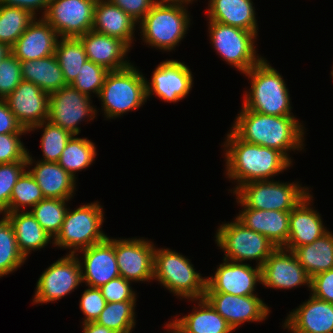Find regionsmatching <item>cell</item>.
Instances as JSON below:
<instances>
[{
  "mask_svg": "<svg viewBox=\"0 0 333 333\" xmlns=\"http://www.w3.org/2000/svg\"><path fill=\"white\" fill-rule=\"evenodd\" d=\"M22 78L51 94L66 86L64 74L55 54L42 59L20 61Z\"/></svg>",
  "mask_w": 333,
  "mask_h": 333,
  "instance_id": "obj_31",
  "label": "cell"
},
{
  "mask_svg": "<svg viewBox=\"0 0 333 333\" xmlns=\"http://www.w3.org/2000/svg\"><path fill=\"white\" fill-rule=\"evenodd\" d=\"M26 258L17 245L14 229L9 220L2 215L0 219V277L15 272Z\"/></svg>",
  "mask_w": 333,
  "mask_h": 333,
  "instance_id": "obj_37",
  "label": "cell"
},
{
  "mask_svg": "<svg viewBox=\"0 0 333 333\" xmlns=\"http://www.w3.org/2000/svg\"><path fill=\"white\" fill-rule=\"evenodd\" d=\"M97 109L92 105L91 97L82 94L70 84L49 94L48 121L60 126L72 135L81 131L79 124L96 118Z\"/></svg>",
  "mask_w": 333,
  "mask_h": 333,
  "instance_id": "obj_11",
  "label": "cell"
},
{
  "mask_svg": "<svg viewBox=\"0 0 333 333\" xmlns=\"http://www.w3.org/2000/svg\"><path fill=\"white\" fill-rule=\"evenodd\" d=\"M96 149L95 143L88 138H79L73 135L67 142L57 163L73 178L77 179L76 172L87 169L95 161Z\"/></svg>",
  "mask_w": 333,
  "mask_h": 333,
  "instance_id": "obj_33",
  "label": "cell"
},
{
  "mask_svg": "<svg viewBox=\"0 0 333 333\" xmlns=\"http://www.w3.org/2000/svg\"><path fill=\"white\" fill-rule=\"evenodd\" d=\"M252 0H209L207 18L224 25L254 32L258 36L255 7Z\"/></svg>",
  "mask_w": 333,
  "mask_h": 333,
  "instance_id": "obj_28",
  "label": "cell"
},
{
  "mask_svg": "<svg viewBox=\"0 0 333 333\" xmlns=\"http://www.w3.org/2000/svg\"><path fill=\"white\" fill-rule=\"evenodd\" d=\"M88 60L107 69L120 70L128 67L131 62L125 59L130 48L121 40L93 30L79 36Z\"/></svg>",
  "mask_w": 333,
  "mask_h": 333,
  "instance_id": "obj_25",
  "label": "cell"
},
{
  "mask_svg": "<svg viewBox=\"0 0 333 333\" xmlns=\"http://www.w3.org/2000/svg\"><path fill=\"white\" fill-rule=\"evenodd\" d=\"M97 0H51L43 18L60 38H78L93 29Z\"/></svg>",
  "mask_w": 333,
  "mask_h": 333,
  "instance_id": "obj_13",
  "label": "cell"
},
{
  "mask_svg": "<svg viewBox=\"0 0 333 333\" xmlns=\"http://www.w3.org/2000/svg\"><path fill=\"white\" fill-rule=\"evenodd\" d=\"M250 79V89L245 91L242 106L264 115L294 116L291 98L284 78L263 58L244 73Z\"/></svg>",
  "mask_w": 333,
  "mask_h": 333,
  "instance_id": "obj_3",
  "label": "cell"
},
{
  "mask_svg": "<svg viewBox=\"0 0 333 333\" xmlns=\"http://www.w3.org/2000/svg\"><path fill=\"white\" fill-rule=\"evenodd\" d=\"M99 203L84 204L74 210L69 208L59 233L52 241L53 245L69 249L68 254L75 255L80 250L106 240L108 236L101 229L105 220L104 211Z\"/></svg>",
  "mask_w": 333,
  "mask_h": 333,
  "instance_id": "obj_7",
  "label": "cell"
},
{
  "mask_svg": "<svg viewBox=\"0 0 333 333\" xmlns=\"http://www.w3.org/2000/svg\"><path fill=\"white\" fill-rule=\"evenodd\" d=\"M11 223L20 252L27 259L33 250L47 246L52 237L29 211H15L4 215Z\"/></svg>",
  "mask_w": 333,
  "mask_h": 333,
  "instance_id": "obj_30",
  "label": "cell"
},
{
  "mask_svg": "<svg viewBox=\"0 0 333 333\" xmlns=\"http://www.w3.org/2000/svg\"><path fill=\"white\" fill-rule=\"evenodd\" d=\"M187 5L157 1L139 22L141 39L151 47L172 51L190 27Z\"/></svg>",
  "mask_w": 333,
  "mask_h": 333,
  "instance_id": "obj_4",
  "label": "cell"
},
{
  "mask_svg": "<svg viewBox=\"0 0 333 333\" xmlns=\"http://www.w3.org/2000/svg\"><path fill=\"white\" fill-rule=\"evenodd\" d=\"M35 18L28 10L0 5V42L11 48Z\"/></svg>",
  "mask_w": 333,
  "mask_h": 333,
  "instance_id": "obj_36",
  "label": "cell"
},
{
  "mask_svg": "<svg viewBox=\"0 0 333 333\" xmlns=\"http://www.w3.org/2000/svg\"><path fill=\"white\" fill-rule=\"evenodd\" d=\"M27 169V161L0 164V215L9 213L14 185Z\"/></svg>",
  "mask_w": 333,
  "mask_h": 333,
  "instance_id": "obj_42",
  "label": "cell"
},
{
  "mask_svg": "<svg viewBox=\"0 0 333 333\" xmlns=\"http://www.w3.org/2000/svg\"><path fill=\"white\" fill-rule=\"evenodd\" d=\"M131 283L132 282L127 281L123 277L119 276L110 280L99 289L102 293V296L105 298L106 303L137 301V293H135L136 291H133Z\"/></svg>",
  "mask_w": 333,
  "mask_h": 333,
  "instance_id": "obj_46",
  "label": "cell"
},
{
  "mask_svg": "<svg viewBox=\"0 0 333 333\" xmlns=\"http://www.w3.org/2000/svg\"><path fill=\"white\" fill-rule=\"evenodd\" d=\"M41 128L43 129V134L41 135L40 147L43 152V158L39 161L58 162L62 151L73 135L48 120L33 126L28 130V133Z\"/></svg>",
  "mask_w": 333,
  "mask_h": 333,
  "instance_id": "obj_39",
  "label": "cell"
},
{
  "mask_svg": "<svg viewBox=\"0 0 333 333\" xmlns=\"http://www.w3.org/2000/svg\"><path fill=\"white\" fill-rule=\"evenodd\" d=\"M310 192L290 211L289 236L282 247L293 251L295 248L311 244L329 230L323 225L322 216L312 206Z\"/></svg>",
  "mask_w": 333,
  "mask_h": 333,
  "instance_id": "obj_22",
  "label": "cell"
},
{
  "mask_svg": "<svg viewBox=\"0 0 333 333\" xmlns=\"http://www.w3.org/2000/svg\"><path fill=\"white\" fill-rule=\"evenodd\" d=\"M135 307L136 301L106 303L95 322L115 333H132L136 325Z\"/></svg>",
  "mask_w": 333,
  "mask_h": 333,
  "instance_id": "obj_35",
  "label": "cell"
},
{
  "mask_svg": "<svg viewBox=\"0 0 333 333\" xmlns=\"http://www.w3.org/2000/svg\"><path fill=\"white\" fill-rule=\"evenodd\" d=\"M242 208L235 217L246 228L267 237L275 246L283 247L289 236L290 212L277 210H257L247 208L237 197Z\"/></svg>",
  "mask_w": 333,
  "mask_h": 333,
  "instance_id": "obj_24",
  "label": "cell"
},
{
  "mask_svg": "<svg viewBox=\"0 0 333 333\" xmlns=\"http://www.w3.org/2000/svg\"><path fill=\"white\" fill-rule=\"evenodd\" d=\"M27 168L45 198L71 199L75 194L76 179L57 162L36 161L28 152Z\"/></svg>",
  "mask_w": 333,
  "mask_h": 333,
  "instance_id": "obj_26",
  "label": "cell"
},
{
  "mask_svg": "<svg viewBox=\"0 0 333 333\" xmlns=\"http://www.w3.org/2000/svg\"><path fill=\"white\" fill-rule=\"evenodd\" d=\"M262 285L272 289L311 288V277L292 251L276 248L261 266Z\"/></svg>",
  "mask_w": 333,
  "mask_h": 333,
  "instance_id": "obj_18",
  "label": "cell"
},
{
  "mask_svg": "<svg viewBox=\"0 0 333 333\" xmlns=\"http://www.w3.org/2000/svg\"><path fill=\"white\" fill-rule=\"evenodd\" d=\"M51 0H0V5H6L10 7H18L30 11L35 17L39 9L42 12L41 17L45 15L49 7Z\"/></svg>",
  "mask_w": 333,
  "mask_h": 333,
  "instance_id": "obj_50",
  "label": "cell"
},
{
  "mask_svg": "<svg viewBox=\"0 0 333 333\" xmlns=\"http://www.w3.org/2000/svg\"><path fill=\"white\" fill-rule=\"evenodd\" d=\"M224 142L225 175L236 181L234 193L241 185L251 181L273 179L293 165L276 149L241 140L231 129Z\"/></svg>",
  "mask_w": 333,
  "mask_h": 333,
  "instance_id": "obj_2",
  "label": "cell"
},
{
  "mask_svg": "<svg viewBox=\"0 0 333 333\" xmlns=\"http://www.w3.org/2000/svg\"><path fill=\"white\" fill-rule=\"evenodd\" d=\"M241 107L230 129L245 142L278 150L292 163L289 151L305 146L303 124L295 116L264 115Z\"/></svg>",
  "mask_w": 333,
  "mask_h": 333,
  "instance_id": "obj_1",
  "label": "cell"
},
{
  "mask_svg": "<svg viewBox=\"0 0 333 333\" xmlns=\"http://www.w3.org/2000/svg\"><path fill=\"white\" fill-rule=\"evenodd\" d=\"M282 326L291 333H333V304L311 294L287 315Z\"/></svg>",
  "mask_w": 333,
  "mask_h": 333,
  "instance_id": "obj_21",
  "label": "cell"
},
{
  "mask_svg": "<svg viewBox=\"0 0 333 333\" xmlns=\"http://www.w3.org/2000/svg\"><path fill=\"white\" fill-rule=\"evenodd\" d=\"M120 276L130 282L153 281L155 245L145 238H114Z\"/></svg>",
  "mask_w": 333,
  "mask_h": 333,
  "instance_id": "obj_14",
  "label": "cell"
},
{
  "mask_svg": "<svg viewBox=\"0 0 333 333\" xmlns=\"http://www.w3.org/2000/svg\"><path fill=\"white\" fill-rule=\"evenodd\" d=\"M28 133L10 111L5 99H0V134Z\"/></svg>",
  "mask_w": 333,
  "mask_h": 333,
  "instance_id": "obj_49",
  "label": "cell"
},
{
  "mask_svg": "<svg viewBox=\"0 0 333 333\" xmlns=\"http://www.w3.org/2000/svg\"><path fill=\"white\" fill-rule=\"evenodd\" d=\"M25 133L0 134V164L27 161L28 149L21 142Z\"/></svg>",
  "mask_w": 333,
  "mask_h": 333,
  "instance_id": "obj_44",
  "label": "cell"
},
{
  "mask_svg": "<svg viewBox=\"0 0 333 333\" xmlns=\"http://www.w3.org/2000/svg\"><path fill=\"white\" fill-rule=\"evenodd\" d=\"M11 53V48L3 42H0V62Z\"/></svg>",
  "mask_w": 333,
  "mask_h": 333,
  "instance_id": "obj_52",
  "label": "cell"
},
{
  "mask_svg": "<svg viewBox=\"0 0 333 333\" xmlns=\"http://www.w3.org/2000/svg\"><path fill=\"white\" fill-rule=\"evenodd\" d=\"M215 238L217 246L224 252V259L242 263L255 260L260 267L277 248L267 237L246 228L236 218L222 223Z\"/></svg>",
  "mask_w": 333,
  "mask_h": 333,
  "instance_id": "obj_8",
  "label": "cell"
},
{
  "mask_svg": "<svg viewBox=\"0 0 333 333\" xmlns=\"http://www.w3.org/2000/svg\"><path fill=\"white\" fill-rule=\"evenodd\" d=\"M145 82V76L132 63L124 69L109 71L98 96L104 117L115 119L144 105Z\"/></svg>",
  "mask_w": 333,
  "mask_h": 333,
  "instance_id": "obj_5",
  "label": "cell"
},
{
  "mask_svg": "<svg viewBox=\"0 0 333 333\" xmlns=\"http://www.w3.org/2000/svg\"><path fill=\"white\" fill-rule=\"evenodd\" d=\"M204 299L234 331L245 322H262L270 313L269 306L257 295L237 296L222 292H205Z\"/></svg>",
  "mask_w": 333,
  "mask_h": 333,
  "instance_id": "obj_16",
  "label": "cell"
},
{
  "mask_svg": "<svg viewBox=\"0 0 333 333\" xmlns=\"http://www.w3.org/2000/svg\"><path fill=\"white\" fill-rule=\"evenodd\" d=\"M138 24L158 0H109Z\"/></svg>",
  "mask_w": 333,
  "mask_h": 333,
  "instance_id": "obj_48",
  "label": "cell"
},
{
  "mask_svg": "<svg viewBox=\"0 0 333 333\" xmlns=\"http://www.w3.org/2000/svg\"><path fill=\"white\" fill-rule=\"evenodd\" d=\"M156 248L153 280L180 298L203 299L207 277H202L186 256L169 248Z\"/></svg>",
  "mask_w": 333,
  "mask_h": 333,
  "instance_id": "obj_6",
  "label": "cell"
},
{
  "mask_svg": "<svg viewBox=\"0 0 333 333\" xmlns=\"http://www.w3.org/2000/svg\"><path fill=\"white\" fill-rule=\"evenodd\" d=\"M214 275L206 278L205 292H222L237 296L256 295V285L262 283L261 267L223 259Z\"/></svg>",
  "mask_w": 333,
  "mask_h": 333,
  "instance_id": "obj_17",
  "label": "cell"
},
{
  "mask_svg": "<svg viewBox=\"0 0 333 333\" xmlns=\"http://www.w3.org/2000/svg\"><path fill=\"white\" fill-rule=\"evenodd\" d=\"M208 21L210 43L228 65L244 74L264 58L256 52L254 32Z\"/></svg>",
  "mask_w": 333,
  "mask_h": 333,
  "instance_id": "obj_10",
  "label": "cell"
},
{
  "mask_svg": "<svg viewBox=\"0 0 333 333\" xmlns=\"http://www.w3.org/2000/svg\"><path fill=\"white\" fill-rule=\"evenodd\" d=\"M106 305L105 298L99 288L89 287L84 290L79 307L84 315L83 323L95 322Z\"/></svg>",
  "mask_w": 333,
  "mask_h": 333,
  "instance_id": "obj_45",
  "label": "cell"
},
{
  "mask_svg": "<svg viewBox=\"0 0 333 333\" xmlns=\"http://www.w3.org/2000/svg\"><path fill=\"white\" fill-rule=\"evenodd\" d=\"M82 329V333H115L113 330L101 326L96 322L83 323Z\"/></svg>",
  "mask_w": 333,
  "mask_h": 333,
  "instance_id": "obj_51",
  "label": "cell"
},
{
  "mask_svg": "<svg viewBox=\"0 0 333 333\" xmlns=\"http://www.w3.org/2000/svg\"><path fill=\"white\" fill-rule=\"evenodd\" d=\"M40 18H35L11 47V53L20 61L42 59L55 53L60 37L43 17Z\"/></svg>",
  "mask_w": 333,
  "mask_h": 333,
  "instance_id": "obj_23",
  "label": "cell"
},
{
  "mask_svg": "<svg viewBox=\"0 0 333 333\" xmlns=\"http://www.w3.org/2000/svg\"><path fill=\"white\" fill-rule=\"evenodd\" d=\"M108 72L104 67L87 60L70 85L89 97L92 93L99 96Z\"/></svg>",
  "mask_w": 333,
  "mask_h": 333,
  "instance_id": "obj_41",
  "label": "cell"
},
{
  "mask_svg": "<svg viewBox=\"0 0 333 333\" xmlns=\"http://www.w3.org/2000/svg\"><path fill=\"white\" fill-rule=\"evenodd\" d=\"M310 292L314 297L333 304V269L313 276Z\"/></svg>",
  "mask_w": 333,
  "mask_h": 333,
  "instance_id": "obj_47",
  "label": "cell"
},
{
  "mask_svg": "<svg viewBox=\"0 0 333 333\" xmlns=\"http://www.w3.org/2000/svg\"><path fill=\"white\" fill-rule=\"evenodd\" d=\"M5 100L24 129L48 120L49 94L32 82L22 80Z\"/></svg>",
  "mask_w": 333,
  "mask_h": 333,
  "instance_id": "obj_20",
  "label": "cell"
},
{
  "mask_svg": "<svg viewBox=\"0 0 333 333\" xmlns=\"http://www.w3.org/2000/svg\"><path fill=\"white\" fill-rule=\"evenodd\" d=\"M70 200L45 198L28 211L54 239L61 229L68 210L66 203Z\"/></svg>",
  "mask_w": 333,
  "mask_h": 333,
  "instance_id": "obj_38",
  "label": "cell"
},
{
  "mask_svg": "<svg viewBox=\"0 0 333 333\" xmlns=\"http://www.w3.org/2000/svg\"><path fill=\"white\" fill-rule=\"evenodd\" d=\"M161 2H166V3H177V4H184V5H189L193 3L195 0H158Z\"/></svg>",
  "mask_w": 333,
  "mask_h": 333,
  "instance_id": "obj_53",
  "label": "cell"
},
{
  "mask_svg": "<svg viewBox=\"0 0 333 333\" xmlns=\"http://www.w3.org/2000/svg\"><path fill=\"white\" fill-rule=\"evenodd\" d=\"M299 182L251 181L233 194L250 209L290 212L311 191Z\"/></svg>",
  "mask_w": 333,
  "mask_h": 333,
  "instance_id": "obj_9",
  "label": "cell"
},
{
  "mask_svg": "<svg viewBox=\"0 0 333 333\" xmlns=\"http://www.w3.org/2000/svg\"><path fill=\"white\" fill-rule=\"evenodd\" d=\"M152 73L150 82L145 78L147 99L155 95L164 102L175 103L192 90L193 74L184 62L167 59L158 64Z\"/></svg>",
  "mask_w": 333,
  "mask_h": 333,
  "instance_id": "obj_15",
  "label": "cell"
},
{
  "mask_svg": "<svg viewBox=\"0 0 333 333\" xmlns=\"http://www.w3.org/2000/svg\"><path fill=\"white\" fill-rule=\"evenodd\" d=\"M22 80L20 60L10 53L0 62V99L7 98Z\"/></svg>",
  "mask_w": 333,
  "mask_h": 333,
  "instance_id": "obj_43",
  "label": "cell"
},
{
  "mask_svg": "<svg viewBox=\"0 0 333 333\" xmlns=\"http://www.w3.org/2000/svg\"><path fill=\"white\" fill-rule=\"evenodd\" d=\"M138 23L109 0H97L94 7L93 31L117 38L129 48L134 42Z\"/></svg>",
  "mask_w": 333,
  "mask_h": 333,
  "instance_id": "obj_27",
  "label": "cell"
},
{
  "mask_svg": "<svg viewBox=\"0 0 333 333\" xmlns=\"http://www.w3.org/2000/svg\"><path fill=\"white\" fill-rule=\"evenodd\" d=\"M165 329H167L168 331V333H177V330H176V328H175V326L171 323V322H169V323H166V325H165ZM171 331V332H170Z\"/></svg>",
  "mask_w": 333,
  "mask_h": 333,
  "instance_id": "obj_54",
  "label": "cell"
},
{
  "mask_svg": "<svg viewBox=\"0 0 333 333\" xmlns=\"http://www.w3.org/2000/svg\"><path fill=\"white\" fill-rule=\"evenodd\" d=\"M45 199L42 190L28 170H25L14 185L9 212L24 211L27 207H34Z\"/></svg>",
  "mask_w": 333,
  "mask_h": 333,
  "instance_id": "obj_40",
  "label": "cell"
},
{
  "mask_svg": "<svg viewBox=\"0 0 333 333\" xmlns=\"http://www.w3.org/2000/svg\"><path fill=\"white\" fill-rule=\"evenodd\" d=\"M75 254L81 266L82 283L100 288L120 276L114 248V238L108 237L101 243L80 250Z\"/></svg>",
  "mask_w": 333,
  "mask_h": 333,
  "instance_id": "obj_19",
  "label": "cell"
},
{
  "mask_svg": "<svg viewBox=\"0 0 333 333\" xmlns=\"http://www.w3.org/2000/svg\"><path fill=\"white\" fill-rule=\"evenodd\" d=\"M82 283L78 256L66 254L52 263L40 275L36 283L33 304L53 303L70 295Z\"/></svg>",
  "mask_w": 333,
  "mask_h": 333,
  "instance_id": "obj_12",
  "label": "cell"
},
{
  "mask_svg": "<svg viewBox=\"0 0 333 333\" xmlns=\"http://www.w3.org/2000/svg\"><path fill=\"white\" fill-rule=\"evenodd\" d=\"M292 252L311 278L333 269V233L328 231L311 244L299 246Z\"/></svg>",
  "mask_w": 333,
  "mask_h": 333,
  "instance_id": "obj_32",
  "label": "cell"
},
{
  "mask_svg": "<svg viewBox=\"0 0 333 333\" xmlns=\"http://www.w3.org/2000/svg\"><path fill=\"white\" fill-rule=\"evenodd\" d=\"M197 301L193 312L182 318L170 321L177 333H232L234 330L228 322L203 298Z\"/></svg>",
  "mask_w": 333,
  "mask_h": 333,
  "instance_id": "obj_29",
  "label": "cell"
},
{
  "mask_svg": "<svg viewBox=\"0 0 333 333\" xmlns=\"http://www.w3.org/2000/svg\"><path fill=\"white\" fill-rule=\"evenodd\" d=\"M54 54L64 74L66 84L74 81L82 65L88 60L83 44L78 38L58 39Z\"/></svg>",
  "mask_w": 333,
  "mask_h": 333,
  "instance_id": "obj_34",
  "label": "cell"
}]
</instances>
